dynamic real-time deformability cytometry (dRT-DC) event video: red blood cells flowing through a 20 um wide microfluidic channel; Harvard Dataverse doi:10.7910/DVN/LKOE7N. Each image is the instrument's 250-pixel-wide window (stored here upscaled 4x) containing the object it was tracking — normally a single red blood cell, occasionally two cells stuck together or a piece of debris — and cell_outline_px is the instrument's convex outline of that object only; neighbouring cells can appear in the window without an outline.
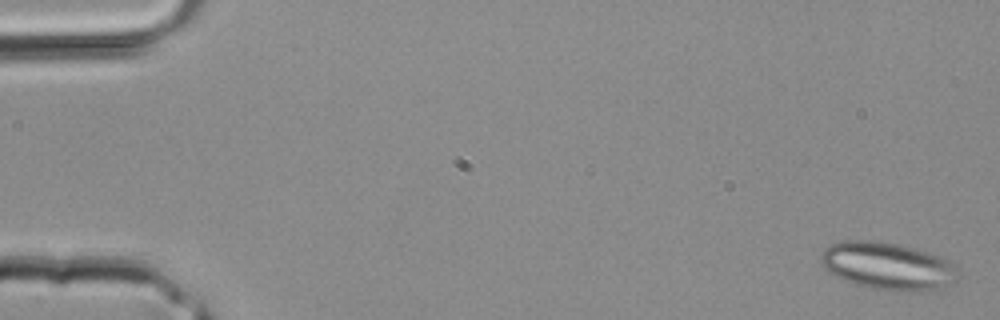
{"species": "common noctule bat (a hibernating species)", "species_latin": "Nyctalus noctula", "temperature_condition": "room temperature", "stored_images_in_passage": 39, "segment_of_instrument_passage": [1, 2], "camera_frame_rate_fps": 3000, "um_per_image_px": 0.085, "animal": {"sex": "male", "body_mass_g": 20.4}, "frame": {"image": 1, "passage_image": 1, "time_ms": 0.0, "image_size_px": [1000, 320], "cell_outline_px": [[956, 280], [920, 292], [896, 292], [872, 288], [856, 284], [844, 280], [828, 272], [824, 268], [820, 260], [820, 252], [824, 248], [832, 244], [844, 240], [872, 240], [900, 244], [916, 248], [928, 252], [956, 264]], "centroid_in_image_um": [75.39, 22.6], "position_along_channel_um": 9.6, "area_um2": 37.92}}